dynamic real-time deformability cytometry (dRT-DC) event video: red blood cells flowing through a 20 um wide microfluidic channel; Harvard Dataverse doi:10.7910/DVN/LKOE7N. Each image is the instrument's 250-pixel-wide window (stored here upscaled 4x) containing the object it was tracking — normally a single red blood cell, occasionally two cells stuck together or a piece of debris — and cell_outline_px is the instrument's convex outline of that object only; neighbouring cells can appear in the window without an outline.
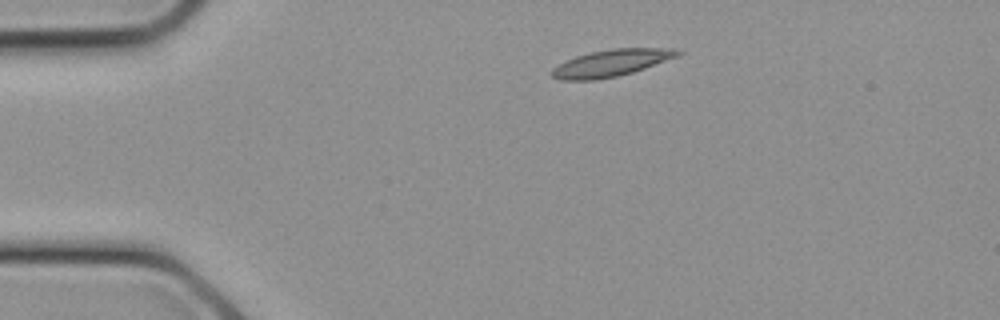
{"species": "common noctule bat (a hibernating species)", "species_latin": "Nyctalus noctula", "temperature_condition": "cold", "stored_images_in_passage": 7, "camera_frame_rate_fps": 3000, "um_per_image_px": 0.085, "animal": {"sex": "female", "body_mass_g": 21.9}, "frame": {"image": 1, "passage_image": 1, "time_ms": 0.0, "image_size_px": [1000, 320], "cell_outline_px": [[684, 52], [676, 56], [644, 68], [632, 72], [616, 76], [596, 80], [560, 80], [552, 76], [552, 68], [576, 56], [592, 52], [612, 48], [680, 48]], "centroid_in_image_um": [51.97, 5.34], "position_along_channel_um": 33.0, "area_um2": 19.42}}
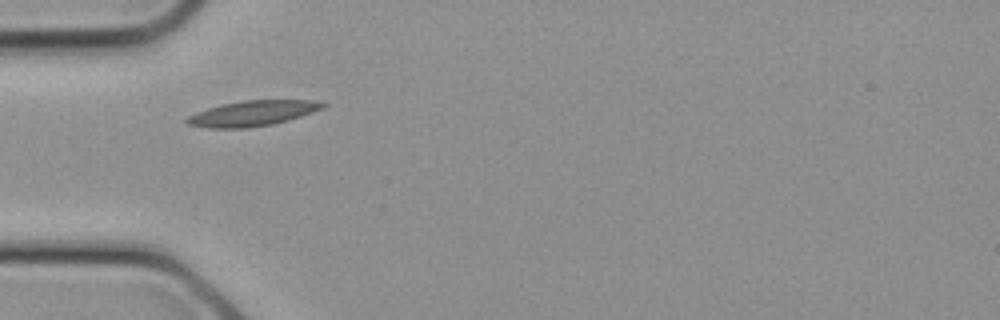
{"frame": {"image": 2, "passage_image": 4, "time_ms": 1.0, "image_size_px": [1000, 320], "cell_outline_px": [[328, 104], [324, 108], [288, 120], [272, 124], [248, 128], [208, 128], [188, 124], [184, 120], [188, 116], [196, 112], [220, 104], [244, 100], [308, 100]], "centroid_in_image_um": [21.43, 9.63], "position_along_channel_um": 63.6, "area_um2": 20.0}}
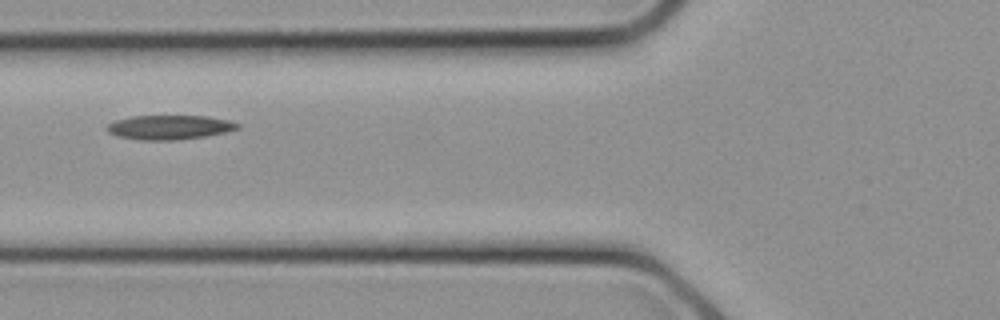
{"frame": {"image": 3, "passage_image": 6, "time_ms": 1.667, "image_size_px": [1000, 320], "cell_outline_px": [[240, 128], [224, 132], [204, 136], [176, 140], [140, 140], [116, 136], [108, 132], [104, 128], [108, 124], [116, 120], [132, 116], [208, 116], [228, 120], [240, 124]], "centroid_in_image_um": [14.37, 10.82], "position_along_channel_um": 111.4, "area_um2": 18.5}}